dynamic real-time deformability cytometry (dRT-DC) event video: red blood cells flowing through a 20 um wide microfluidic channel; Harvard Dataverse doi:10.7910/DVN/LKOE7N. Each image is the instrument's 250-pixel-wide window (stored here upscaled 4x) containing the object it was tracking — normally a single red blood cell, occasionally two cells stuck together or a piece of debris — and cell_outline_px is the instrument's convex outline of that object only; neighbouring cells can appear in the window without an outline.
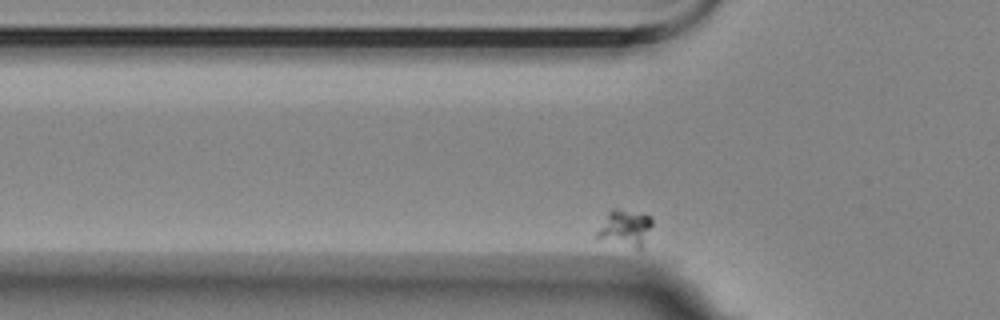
{"species": "Egyptian fruit bat (a non-hibernating species)", "species_latin": "Rousettus aegyptiacus", "temperature_condition": "room temperature", "stored_images_in_passage": 35, "camera_frame_rate_fps": 3000, "um_per_image_px": 0.085, "animal": {"sex": "female"}, "frame": {"image": 1, "passage_image": 3, "time_ms": 0.667, "image_size_px": [1000, 320], "cell_outline_px": [[652, 224], [640, 252], [636, 252], [596, 240], [596, 232], [608, 212], [612, 208], [616, 208], [652, 216]], "centroid_in_image_um": [53.1, 19.49], "position_along_channel_um": 72.7, "area_um2": 12.54}}
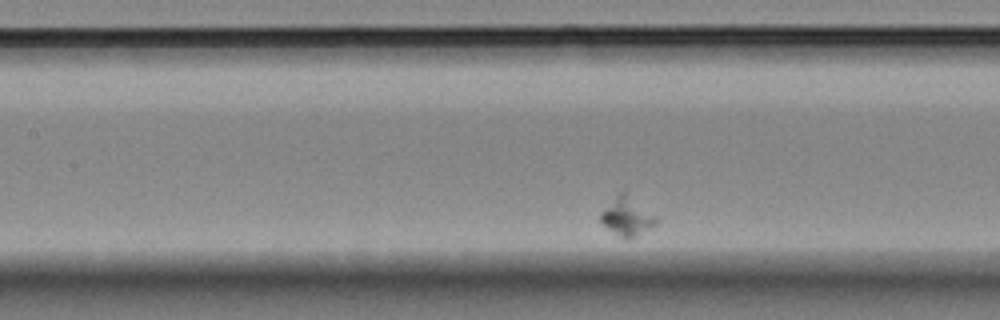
{"frame": {"image": 2, "passage_image": 12, "time_ms": 3.667, "image_size_px": [1000, 320], "cell_outline_px": [[656, 224], [628, 240], [620, 236], [604, 224], [600, 220], [600, 212], [624, 188], [656, 216]], "centroid_in_image_um": [53.31, 18.35], "position_along_channel_um": 154.1, "area_um2": 12.31}}
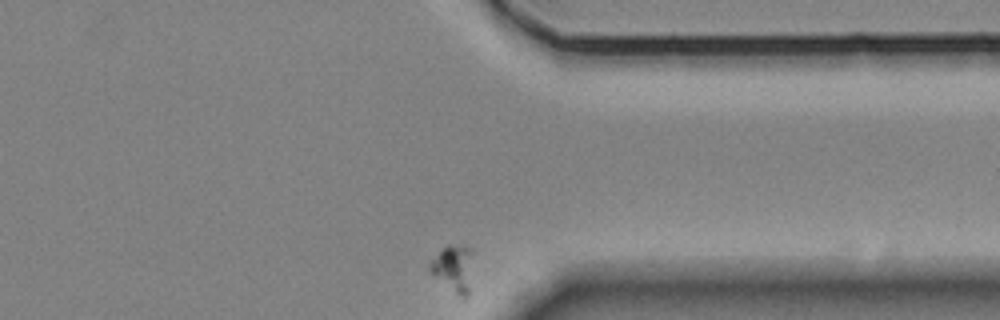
{"frame": {"image": 3, "passage_image": 35, "time_ms": 11.333, "image_size_px": [1000, 320], "cell_outline_px": [[472, 252], [468, 296], [460, 296], [432, 276], [428, 272], [428, 264], [448, 244], [472, 248]], "centroid_in_image_um": [38.51, 22.81], "position_along_channel_um": 372.9, "area_um2": 11.44}}